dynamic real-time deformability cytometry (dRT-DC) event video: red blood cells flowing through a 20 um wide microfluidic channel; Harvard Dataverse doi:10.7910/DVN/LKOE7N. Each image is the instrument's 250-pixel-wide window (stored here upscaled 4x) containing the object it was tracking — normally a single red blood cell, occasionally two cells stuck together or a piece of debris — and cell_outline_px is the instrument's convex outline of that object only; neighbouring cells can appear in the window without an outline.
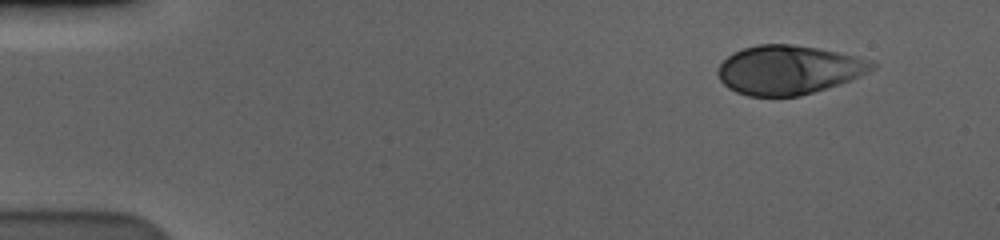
{"species": "human", "species_latin": "Homo sapiens", "temperature_condition": "cold", "stored_images_in_passage": 53, "camera_frame_rate_fps": 3000, "um_per_image_px": 0.085, "donor": {"sex": "male"}, "frame": {"image": 1, "passage_image": 1, "time_ms": 0.0, "image_size_px": [1000, 240], "cell_outline_px": [[876, 68], [868, 72], [840, 84], [800, 96], [748, 96], [736, 92], [728, 88], [720, 80], [716, 72], [720, 64], [728, 56], [744, 48], [760, 44], [792, 44], [820, 48], [856, 56], [872, 60], [876, 64]], "centroid_in_image_um": [67.04, 5.94], "position_along_channel_um": 18.0, "area_um2": 44.04}}
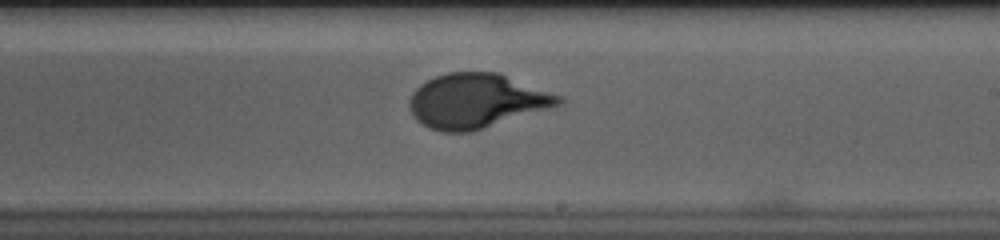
{"frame": {"image": 2, "passage_image": 30, "time_ms": 9.667, "image_size_px": [1000, 240], "cell_outline_px": [[564, 104], [472, 132], [440, 132], [428, 128], [416, 120], [408, 104], [412, 92], [420, 84], [436, 76], [448, 72], [496, 72], [560, 96], [564, 100]], "centroid_in_image_um": [40.47, 8.6], "position_along_channel_um": 248.5, "area_um2": 47.22}}
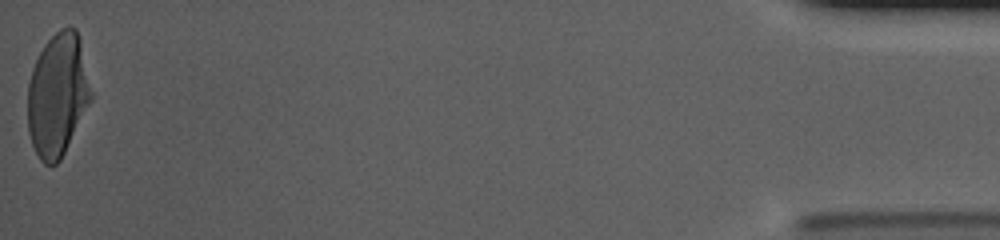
{"frame": {"image": 3, "passage_image": 53, "time_ms": 17.333, "image_size_px": [1000, 240], "cell_outline_px": [[92, 100], [60, 160], [56, 164], [44, 164], [40, 160], [32, 144], [28, 132], [28, 84], [32, 68], [44, 44], [60, 28], [68, 24], [76, 28], [80, 40], [92, 92]], "centroid_in_image_um": [4.9, 8.04], "position_along_channel_um": 430.3, "area_um2": 45.49}, "authors_computed_cell_mechanics": {"area_um2": 45.4886, "velocity_mm_per_s": 3.5726, "shape_relaxation_time_tau1_ms": 3.7898, "shape_relaxation_time_tau2_ms": null, "deformation_change_tau1": 0.1949, "deformation_change_tau2": null}}